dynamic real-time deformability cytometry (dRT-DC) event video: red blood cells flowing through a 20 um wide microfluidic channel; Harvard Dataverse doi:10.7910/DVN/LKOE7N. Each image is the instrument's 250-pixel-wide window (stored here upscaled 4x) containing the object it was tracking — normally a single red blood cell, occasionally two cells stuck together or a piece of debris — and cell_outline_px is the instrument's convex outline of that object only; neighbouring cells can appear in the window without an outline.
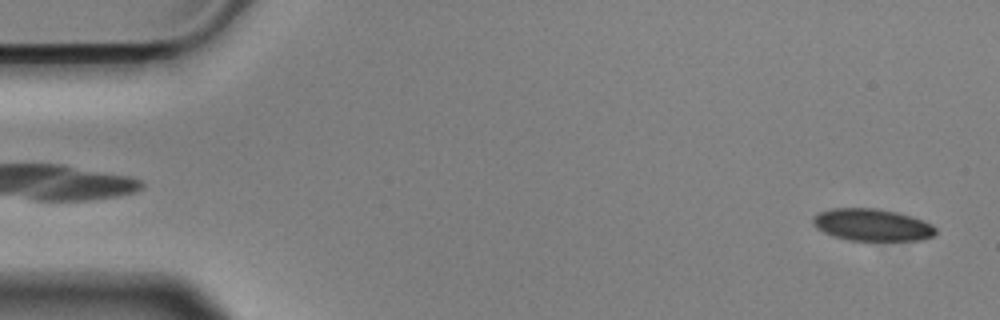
{"species": "Egyptian fruit bat (a non-hibernating species)", "species_latin": "Rousettus aegyptiacus", "temperature_condition": "cold", "stored_images_in_passage": 55, "camera_frame_rate_fps": 3000, "um_per_image_px": 0.085, "animal": {"sex": "male"}, "frame": {"image": 1, "passage_image": 2, "time_ms": 0.333, "image_size_px": [1000, 320], "cell_outline_px": [[936, 232], [932, 236], [920, 240], [848, 240], [832, 236], [816, 228], [812, 224], [812, 216], [820, 212], [832, 208], [876, 208], [896, 212], [932, 224], [936, 228]], "centroid_in_image_um": [74.07, 19.11], "position_along_channel_um": 10.9, "area_um2": 22.83}}
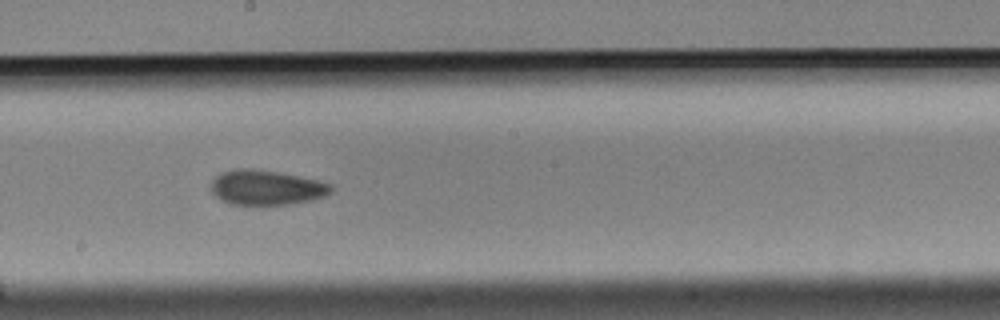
{"frame": {"image": 2, "passage_image": 30, "time_ms": 9.667, "image_size_px": [1000, 320], "cell_outline_px": [[332, 192], [324, 196], [312, 200], [288, 204], [228, 204], [220, 200], [212, 192], [212, 180], [216, 176], [224, 172], [236, 168], [252, 168], [276, 172], [316, 180], [332, 184]], "centroid_in_image_um": [22.63, 15.94], "position_along_channel_um": 225.6, "area_um2": 24.1}}
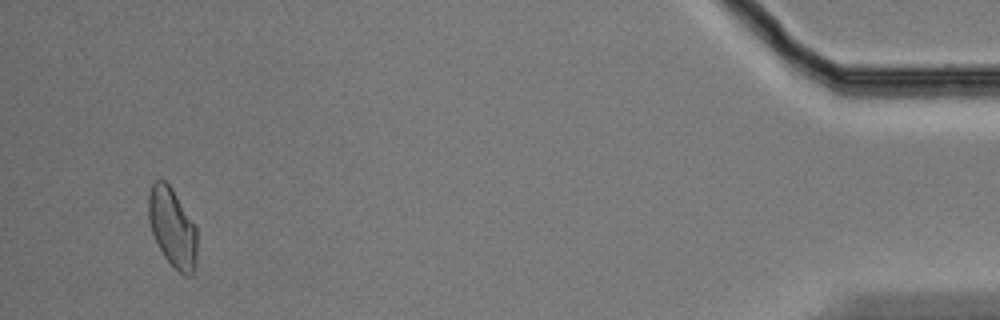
{"frame": {"image": 3, "passage_image": 53, "time_ms": 17.333, "image_size_px": [1000, 320], "cell_outline_px": [[196, 268], [192, 276], [184, 276], [164, 256], [152, 232], [148, 220], [148, 196], [152, 184], [156, 180], [164, 180], [172, 188], [196, 224]], "centroid_in_image_um": [14.67, 19.34], "position_along_channel_um": 420.5, "area_um2": 22.43}, "authors_computed_cell_mechanics": {"area_um2": 23.6402, "velocity_mm_per_s": 3.5634, "shape_relaxation_time_tau1_ms": 3.9253, "shape_relaxation_time_tau2_ms": 3.2039, "deformation_change_tau1": 0.1063, "deformation_change_tau2": 0.0885}}